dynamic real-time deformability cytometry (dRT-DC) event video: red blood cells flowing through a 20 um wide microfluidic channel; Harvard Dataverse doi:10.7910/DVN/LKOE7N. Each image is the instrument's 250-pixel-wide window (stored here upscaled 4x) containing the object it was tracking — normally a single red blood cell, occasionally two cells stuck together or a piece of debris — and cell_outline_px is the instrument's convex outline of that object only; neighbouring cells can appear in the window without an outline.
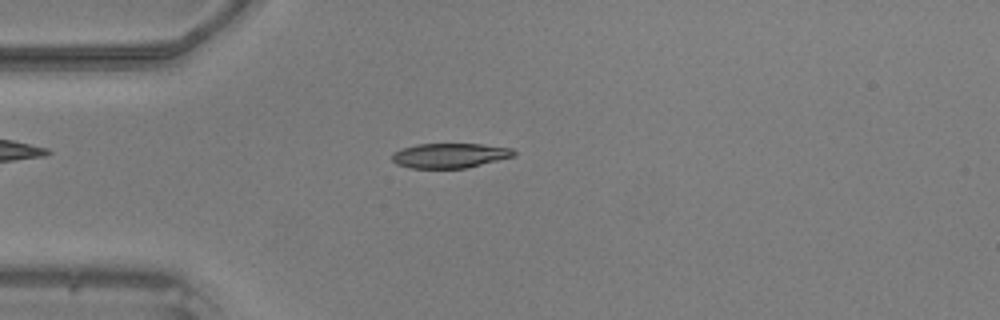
{"species": "common noctule bat (a hibernating species)", "species_latin": "Nyctalus noctula", "temperature_condition": "warm", "stored_images_in_passage": 41, "camera_frame_rate_fps": 3000, "um_per_image_px": 0.085, "animal": {"sex": "male", "body_mass_g": 20.5, "forearm_length_mm": 52.5}, "frame": {"image": 1, "passage_image": 5, "time_ms": 1.333, "image_size_px": [1000, 320], "cell_outline_px": [[516, 156], [464, 168], [412, 168], [396, 164], [392, 160], [392, 152], [400, 148], [416, 144], [484, 144], [512, 148], [516, 152]], "centroid_in_image_um": [38.22, 13.21], "position_along_channel_um": 46.8, "area_um2": 17.69}}
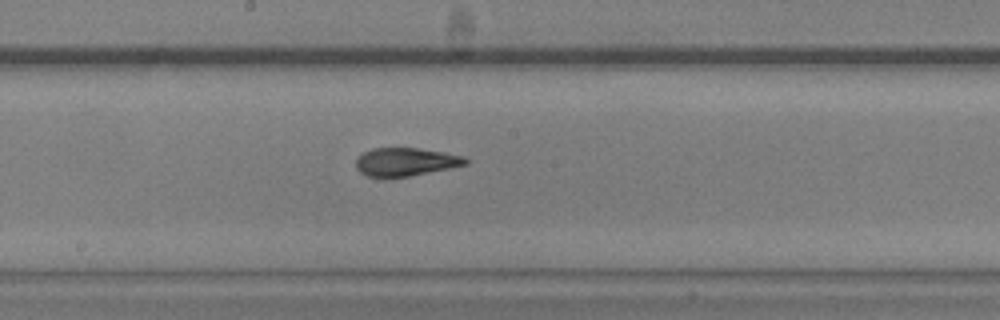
{"frame": {"image": 2, "passage_image": 18, "time_ms": 5.667, "image_size_px": [1000, 320], "cell_outline_px": [[468, 164], [408, 176], [384, 180], [368, 176], [360, 172], [356, 168], [356, 160], [364, 152], [372, 148], [416, 148], [444, 152], [464, 156], [468, 160]], "centroid_in_image_um": [34.43, 13.78], "position_along_channel_um": 213.8, "area_um2": 18.21}}
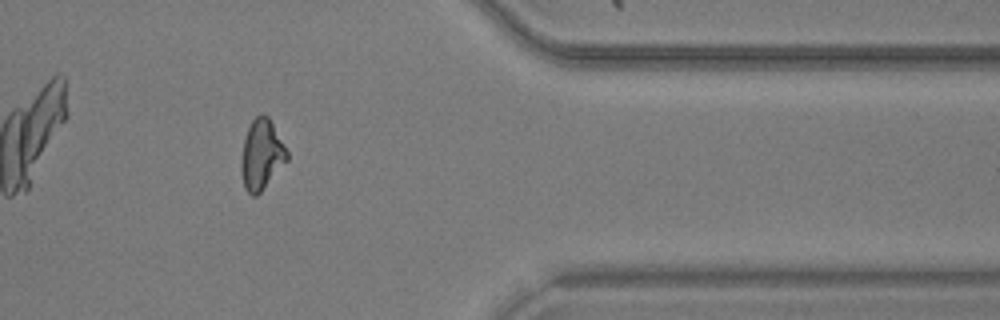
{"frame": {"image": 3, "passage_image": 32, "time_ms": 10.333, "image_size_px": [1000, 320], "cell_outline_px": [[288, 160], [260, 192], [256, 196], [252, 196], [244, 188], [240, 168], [240, 164], [244, 140], [248, 128], [252, 120], [256, 116], [268, 116], [288, 152]], "centroid_in_image_um": [22.22, 13.18], "position_along_channel_um": 389.2, "area_um2": 18.44}}